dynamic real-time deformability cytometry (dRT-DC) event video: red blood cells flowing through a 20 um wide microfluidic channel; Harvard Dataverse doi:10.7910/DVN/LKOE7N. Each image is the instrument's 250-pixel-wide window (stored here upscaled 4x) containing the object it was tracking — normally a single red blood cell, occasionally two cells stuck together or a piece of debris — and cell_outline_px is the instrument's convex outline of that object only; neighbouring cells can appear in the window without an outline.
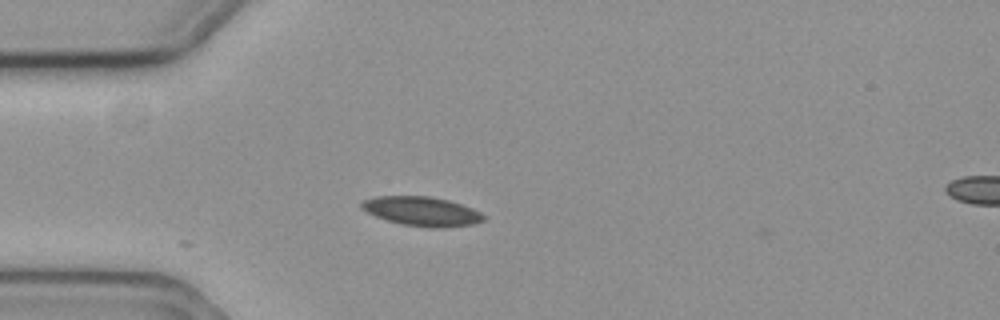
{"species": "common noctule bat (a hibernating species)", "species_latin": "Nyctalus noctula", "temperature_condition": "cold", "stored_images_in_passage": 3, "camera_frame_rate_fps": 3000, "um_per_image_px": 0.085, "animal": {"sex": "female", "body_mass_g": 19.3, "forearm_length_mm": 54.1}, "frame": {"image": 1, "passage_image": 1, "time_ms": 0.0, "image_size_px": [1000, 320], "cell_outline_px": [[484, 220], [476, 224], [444, 228], [432, 228], [400, 224], [376, 216], [360, 208], [360, 204], [364, 200], [376, 196], [428, 196], [448, 200], [472, 208], [480, 212], [484, 216]], "centroid_in_image_um": [35.87, 17.97], "position_along_channel_um": 49.1, "area_um2": 20.81}}